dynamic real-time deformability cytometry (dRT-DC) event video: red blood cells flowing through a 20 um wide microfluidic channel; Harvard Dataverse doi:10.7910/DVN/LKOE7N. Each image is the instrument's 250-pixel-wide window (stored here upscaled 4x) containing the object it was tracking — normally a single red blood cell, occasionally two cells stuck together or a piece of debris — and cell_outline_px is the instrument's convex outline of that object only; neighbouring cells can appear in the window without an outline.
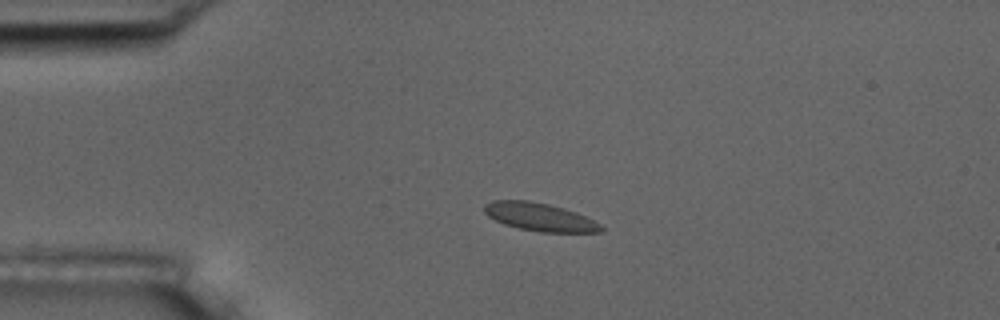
{"species": "common noctule bat (a hibernating species)", "species_latin": "Nyctalus noctula", "temperature_condition": "room temperature", "stored_images_in_passage": 5, "camera_frame_rate_fps": 3000, "um_per_image_px": 0.085, "animal": {"sex": "male", "body_mass_g": 17.5, "forearm_length_mm": 52.3}, "frame": {"image": 1, "passage_image": 4, "time_ms": 3.667, "image_size_px": [1000, 320], "cell_outline_px": [[604, 232], [540, 232], [520, 228], [504, 224], [488, 216], [484, 212], [484, 204], [492, 200], [528, 200], [548, 204], [564, 208], [576, 212], [600, 224], [604, 228]], "centroid_in_image_um": [45.87, 18.44], "position_along_channel_um": 39.1, "area_um2": 19.02}}